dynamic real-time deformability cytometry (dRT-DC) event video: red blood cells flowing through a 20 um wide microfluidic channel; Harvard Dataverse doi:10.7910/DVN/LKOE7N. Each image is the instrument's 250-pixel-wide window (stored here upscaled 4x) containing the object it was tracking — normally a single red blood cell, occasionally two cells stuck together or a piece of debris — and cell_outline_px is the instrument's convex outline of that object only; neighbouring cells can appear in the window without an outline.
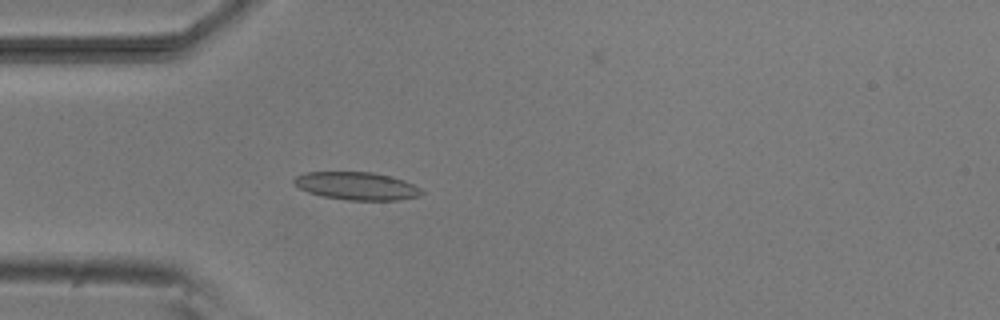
{"species": "common noctule bat (a hibernating species)", "species_latin": "Nyctalus noctula", "temperature_condition": "room temperature", "stored_images_in_passage": 4, "camera_frame_rate_fps": 3000, "um_per_image_px": 0.085, "animal": {"sex": "male", "body_mass_g": 20.5, "forearm_length_mm": 52.5}, "frame": {"image": 1, "passage_image": 4, "time_ms": 3.667, "image_size_px": [1000, 320], "cell_outline_px": [[424, 192], [420, 196], [396, 200], [348, 200], [320, 196], [308, 192], [292, 184], [292, 180], [296, 176], [304, 172], [372, 172], [404, 180], [420, 188]], "centroid_in_image_um": [30.28, 15.81], "position_along_channel_um": 54.7, "area_um2": 20.75}}